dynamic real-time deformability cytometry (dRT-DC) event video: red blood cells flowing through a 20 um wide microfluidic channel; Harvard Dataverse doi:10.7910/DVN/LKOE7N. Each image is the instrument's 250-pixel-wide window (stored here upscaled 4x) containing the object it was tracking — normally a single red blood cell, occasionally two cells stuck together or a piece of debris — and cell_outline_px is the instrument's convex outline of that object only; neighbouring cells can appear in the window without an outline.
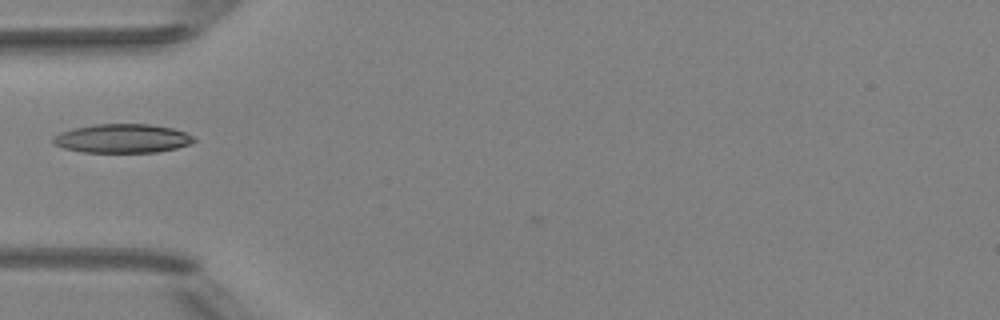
{"species": "Egyptian fruit bat (a non-hibernating species)", "species_latin": "Rousettus aegyptiacus", "temperature_condition": "room temperature", "stored_images_in_passage": 3, "camera_frame_rate_fps": 3000, "um_per_image_px": 0.085, "animal": {"sex": "female"}, "frame": {"image": 1, "passage_image": 1, "time_ms": 0.0, "image_size_px": [1000, 320], "cell_outline_px": [[196, 140], [188, 144], [176, 148], [156, 152], [80, 152], [64, 148], [52, 144], [52, 140], [60, 132], [72, 128], [96, 124], [152, 124], [172, 128], [184, 132], [192, 136]], "centroid_in_image_um": [10.37, 11.76], "position_along_channel_um": 74.6, "area_um2": 23.64}}
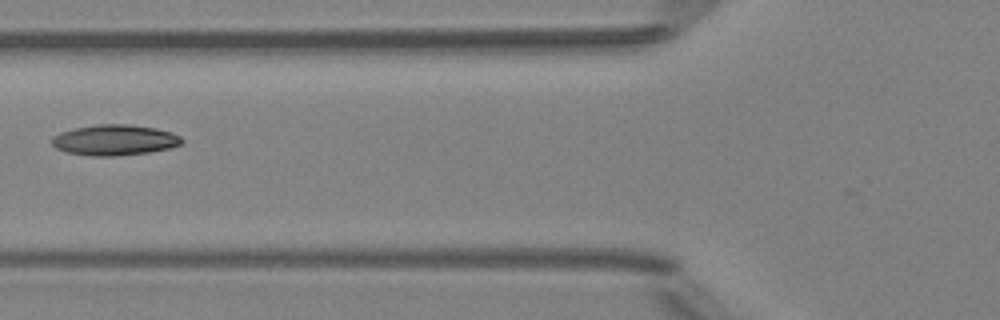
{"frame": {"image": 2, "passage_image": 2, "time_ms": 1.0, "image_size_px": [1000, 320], "cell_outline_px": [[184, 140], [180, 144], [168, 148], [148, 152], [116, 156], [88, 156], [64, 152], [56, 148], [52, 144], [52, 136], [60, 132], [76, 128], [96, 124], [128, 124], [156, 128], [172, 132], [180, 136]], "centroid_in_image_um": [9.71, 11.9], "position_along_channel_um": 116.1, "area_um2": 23.29}}
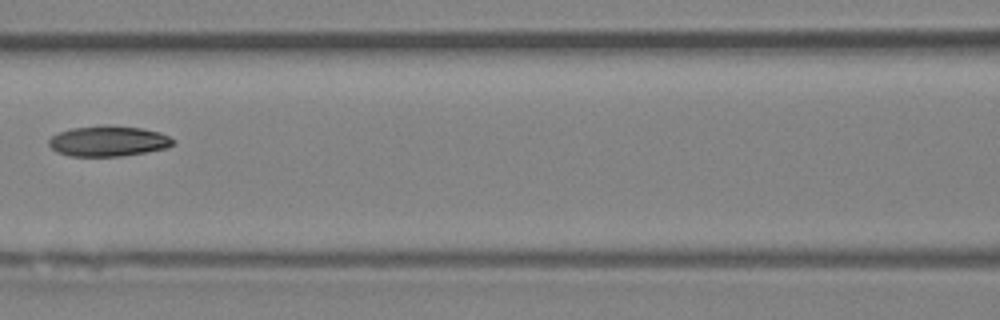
{"frame": {"image": 3, "passage_image": 3, "time_ms": 2.0, "image_size_px": [1000, 320], "cell_outline_px": [[176, 140], [168, 148], [120, 156], [68, 156], [56, 152], [48, 144], [48, 140], [52, 136], [60, 132], [72, 128], [144, 128], [160, 132]], "centroid_in_image_um": [9.21, 12.04], "position_along_channel_um": 157.4, "area_um2": 21.21}}